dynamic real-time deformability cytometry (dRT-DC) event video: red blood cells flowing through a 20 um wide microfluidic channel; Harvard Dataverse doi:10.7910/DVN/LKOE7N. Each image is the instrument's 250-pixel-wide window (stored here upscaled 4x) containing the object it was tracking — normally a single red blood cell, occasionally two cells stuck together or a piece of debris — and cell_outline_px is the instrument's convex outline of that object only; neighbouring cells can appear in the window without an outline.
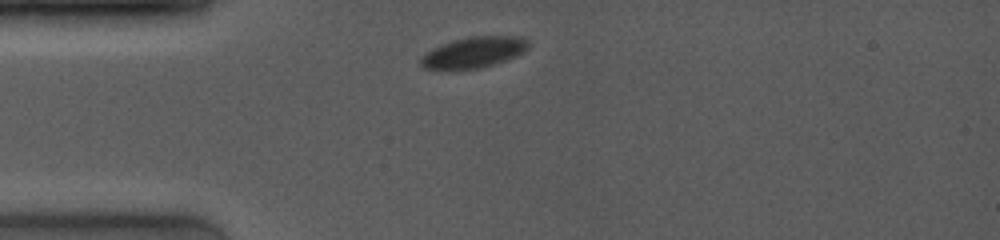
{"species": "common noctule bat (a hibernating species)", "species_latin": "Nyctalus noctula", "temperature_condition": "room temperature", "stored_images_in_passage": 7, "camera_frame_rate_fps": 4000, "um_per_image_px": 0.085, "animal": {"sex": "female", "body_mass_g": 19.0, "forearm_length_mm": 53.3}, "frame": {"image": 1, "passage_image": 1, "time_ms": 0.0, "image_size_px": [1000, 240], "cell_outline_px": [[528, 48], [524, 52], [516, 56], [480, 68], [424, 68], [420, 64], [420, 56], [432, 48], [440, 44], [472, 36], [520, 36], [528, 40]], "centroid_in_image_um": [40.28, 4.42], "position_along_channel_um": 44.7, "area_um2": 19.02}}
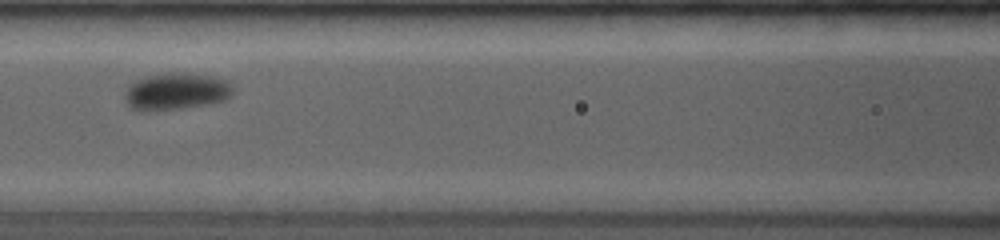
{"frame": {"image": 2, "passage_image": 4, "time_ms": 3.25, "image_size_px": [1000, 240], "cell_outline_px": [[232, 96], [224, 100], [208, 104], [180, 108], [132, 108], [124, 100], [124, 92], [128, 84], [132, 80], [148, 76], [168, 72], [180, 72], [216, 76], [224, 80], [232, 88]], "centroid_in_image_um": [14.97, 7.71], "position_along_channel_um": 151.6, "area_um2": 22.89}}
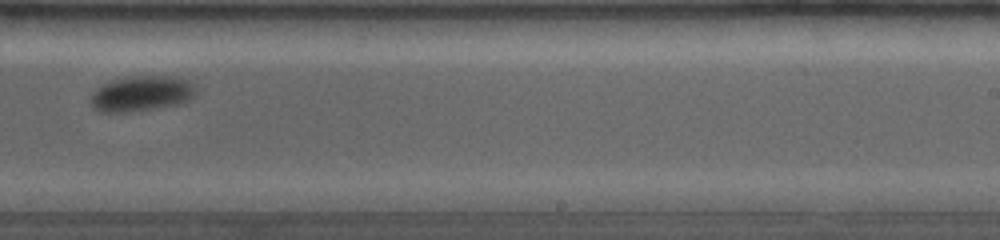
{"frame": {"image": 3, "passage_image": 7, "time_ms": 6.5, "image_size_px": [1000, 240], "cell_outline_px": [[196, 88], [192, 96], [188, 100], [180, 104], [128, 112], [100, 112], [92, 108], [88, 100], [92, 92], [96, 88], [112, 80], [136, 76], [172, 76], [188, 80]], "centroid_in_image_um": [11.97, 7.96], "position_along_channel_um": 277.0, "area_um2": 21.73}}